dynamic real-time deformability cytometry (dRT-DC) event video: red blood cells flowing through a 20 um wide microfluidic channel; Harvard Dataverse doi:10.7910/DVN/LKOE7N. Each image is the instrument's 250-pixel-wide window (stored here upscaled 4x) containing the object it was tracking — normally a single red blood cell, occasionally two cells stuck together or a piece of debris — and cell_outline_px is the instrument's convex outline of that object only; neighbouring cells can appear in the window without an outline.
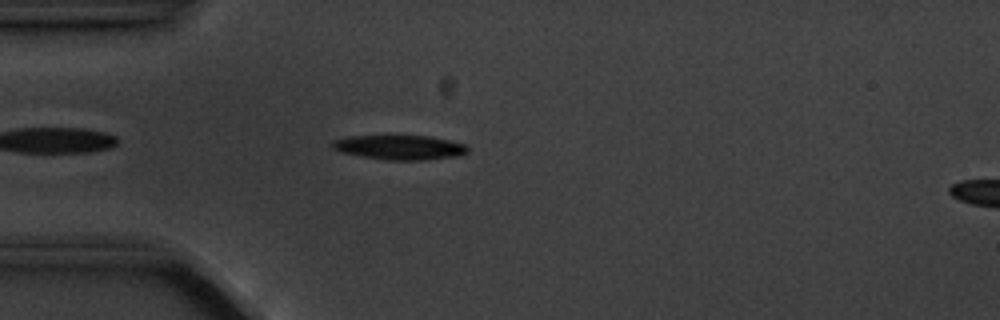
{"species": "common noctule bat (a hibernating species)", "species_latin": "Nyctalus noctula", "temperature_condition": "cold", "stored_images_in_passage": 3, "camera_frame_rate_fps": 3000, "um_per_image_px": 0.085, "animal": {"sex": "male", "body_mass_g": 20.1, "forearm_length_mm": 53.5}, "frame": {"image": 1, "passage_image": 2, "time_ms": 1.333, "image_size_px": [1000, 320], "cell_outline_px": [[468, 152], [456, 156], [424, 160], [388, 160], [364, 156], [344, 152], [332, 148], [328, 144], [332, 140], [348, 136], [428, 136], [448, 140], [464, 144], [468, 148]], "centroid_in_image_um": [33.94, 12.52], "position_along_channel_um": 51.1, "area_um2": 19.13}}